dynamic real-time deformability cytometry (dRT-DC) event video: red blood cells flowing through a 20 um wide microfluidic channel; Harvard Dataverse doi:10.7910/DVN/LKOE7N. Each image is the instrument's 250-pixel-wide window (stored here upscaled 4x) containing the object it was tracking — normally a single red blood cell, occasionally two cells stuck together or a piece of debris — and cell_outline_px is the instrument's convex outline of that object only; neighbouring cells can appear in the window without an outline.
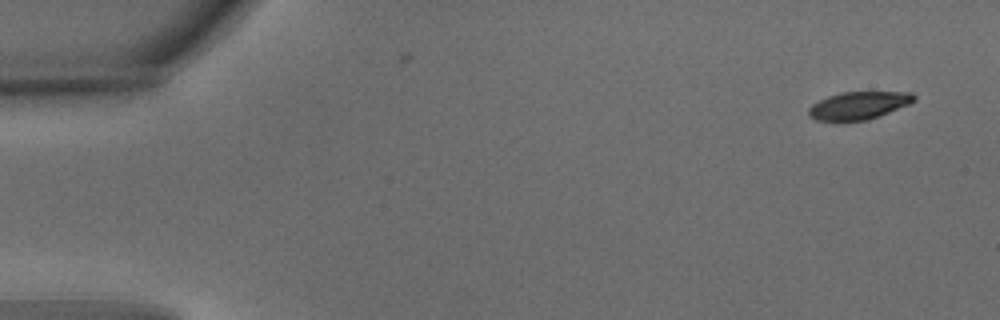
{"species": "common noctule bat (a hibernating species)", "species_latin": "Nyctalus noctula", "temperature_condition": "warm", "stored_images_in_passage": 2, "camera_frame_rate_fps": 3000, "um_per_image_px": 0.085, "animal": {"sex": "male", "body_mass_g": 15.6}, "frame": {"image": 1, "passage_image": 1, "time_ms": 0.0, "image_size_px": [1000, 320], "cell_outline_px": [[916, 100], [908, 104], [868, 120], [836, 124], [816, 120], [808, 116], [808, 108], [812, 104], [828, 96], [840, 92], [912, 92], [916, 96]], "centroid_in_image_um": [72.91, 9.01], "position_along_channel_um": 12.1, "area_um2": 17.57}}